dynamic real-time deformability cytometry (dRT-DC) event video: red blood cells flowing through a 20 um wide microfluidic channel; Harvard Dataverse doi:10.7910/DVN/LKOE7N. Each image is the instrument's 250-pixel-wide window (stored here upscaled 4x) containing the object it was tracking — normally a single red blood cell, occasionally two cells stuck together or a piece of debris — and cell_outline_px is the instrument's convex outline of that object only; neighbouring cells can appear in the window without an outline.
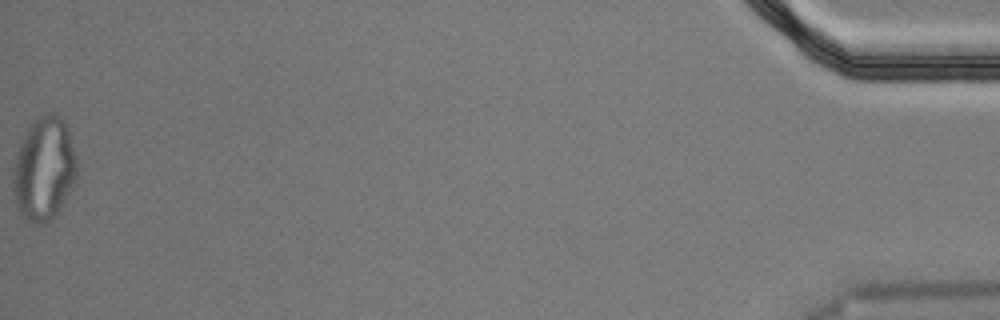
{"species": "Egyptian fruit bat (a non-hibernating species)", "species_latin": "Rousettus aegyptiacus", "temperature_condition": "cold", "stored_images_in_passage": 56, "segment_of_instrument_passage": [2, 2], "camera_frame_rate_fps": 3000, "um_per_image_px": 0.085, "animal": {"sex": "male"}, "frame": {"image": 1, "passage_image": 56, "time_ms": 18.333, "image_size_px": [1000, 320], "cell_outline_px": [[76, 176], [56, 216], [44, 224], [32, 224], [20, 212], [16, 204], [12, 184], [12, 168], [16, 152], [28, 128], [44, 112], [56, 112], [64, 120], [68, 128], [76, 160]], "centroid_in_image_um": [3.72, 14.34], "position_along_channel_um": 431.5, "area_um2": 38.38}}